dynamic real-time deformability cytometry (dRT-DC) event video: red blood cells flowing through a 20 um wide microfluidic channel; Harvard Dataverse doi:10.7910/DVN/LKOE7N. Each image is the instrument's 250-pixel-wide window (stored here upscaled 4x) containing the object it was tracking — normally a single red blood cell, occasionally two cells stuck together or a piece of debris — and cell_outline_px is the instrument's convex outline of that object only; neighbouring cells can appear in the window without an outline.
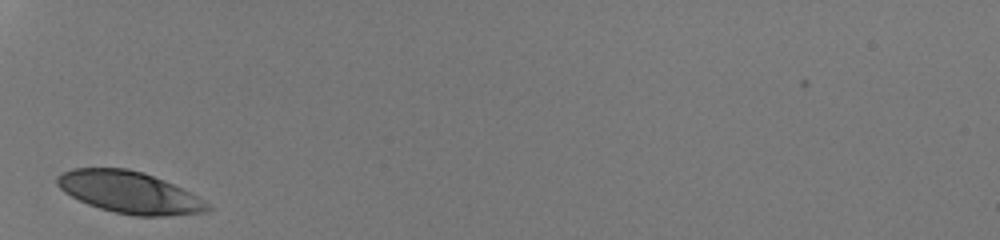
{"species": "human", "species_latin": "Homo sapiens", "temperature_condition": "room temperature", "stored_images_in_passage": 25, "camera_frame_rate_fps": 3000, "um_per_image_px": 0.085, "donor": {"sex": "male"}, "frame": {"image": 1, "passage_image": 1, "time_ms": 0.0, "image_size_px": [1000, 240], "cell_outline_px": [[212, 208], [204, 212], [168, 216], [136, 216], [116, 212], [100, 208], [88, 204], [64, 192], [56, 184], [56, 176], [72, 168], [128, 168], [144, 172], [172, 184], [204, 200]], "centroid_in_image_um": [10.97, 16.34], "position_along_channel_um": 74.0, "area_um2": 36.3}}
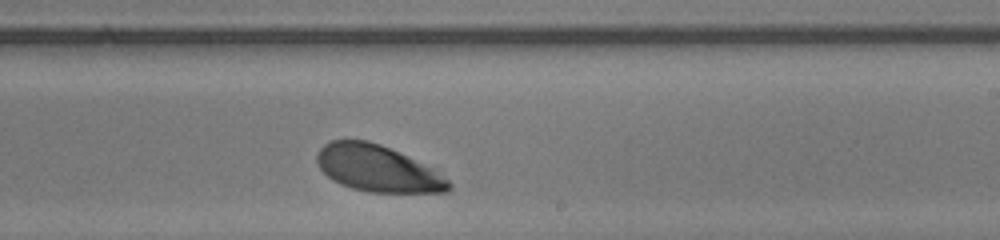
{"frame": {"image": 2, "passage_image": 15, "time_ms": 4.667, "image_size_px": [1000, 240], "cell_outline_px": [[452, 188], [448, 192], [368, 192], [352, 188], [340, 184], [332, 180], [320, 168], [316, 160], [316, 156], [320, 148], [324, 144], [332, 140], [368, 140], [380, 144], [432, 168], [448, 180], [452, 184]], "centroid_in_image_um": [32.07, 14.33], "position_along_channel_um": 256.9, "area_um2": 35.37}}
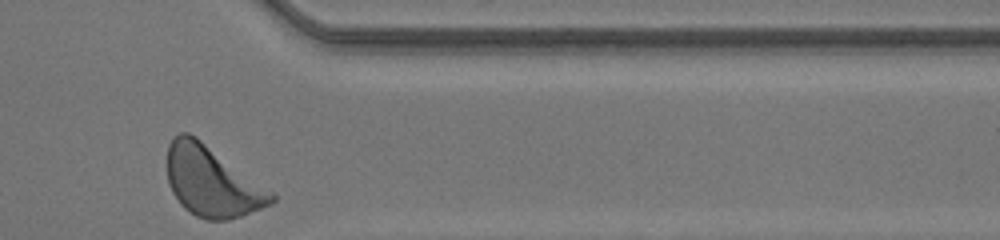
{"frame": {"image": 3, "passage_image": 25, "time_ms": 8.0, "image_size_px": [1000, 240], "cell_outline_px": [[276, 200], [272, 204], [240, 216], [228, 220], [208, 220], [196, 216], [184, 208], [180, 204], [172, 192], [168, 184], [168, 144], [172, 136], [180, 132], [188, 132], [196, 136], [272, 192], [276, 196]], "centroid_in_image_um": [17.98, 15.42], "position_along_channel_um": 393.4, "area_um2": 42.37}, "authors_computed_cell_mechanics": {"area_um2": 37.3388, "velocity_mm_per_s": 4.1345, "shape_relaxation_time_tau1_ms": 0.6428, "shape_relaxation_time_tau2_ms": null, "deformation_change_tau1": 0.0906, "deformation_change_tau2": null}}